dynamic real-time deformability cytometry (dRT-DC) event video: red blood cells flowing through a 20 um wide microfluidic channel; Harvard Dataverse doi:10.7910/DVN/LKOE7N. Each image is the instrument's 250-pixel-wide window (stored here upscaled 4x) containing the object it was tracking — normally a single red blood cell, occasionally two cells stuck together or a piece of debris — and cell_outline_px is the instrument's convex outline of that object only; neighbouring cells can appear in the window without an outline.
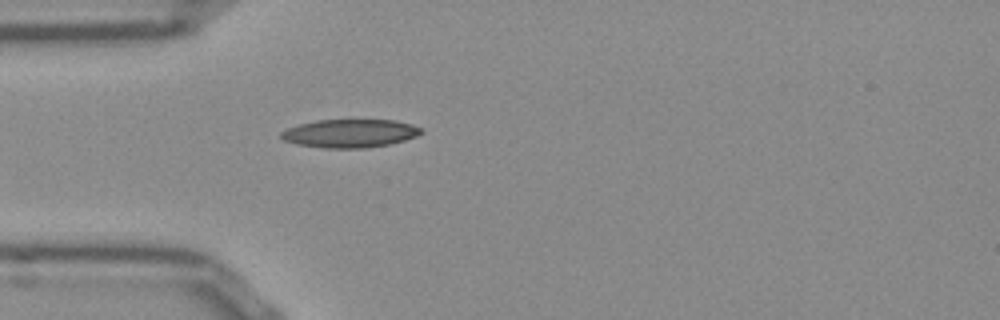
{"species": "Egyptian fruit bat (a non-hibernating species)", "species_latin": "Rousettus aegyptiacus", "temperature_condition": "room temperature", "stored_images_in_passage": 38, "camera_frame_rate_fps": 3000, "um_per_image_px": 0.085, "frame": {"image": 1, "passage_image": 1, "time_ms": 0.0, "image_size_px": [1000, 320], "cell_outline_px": [[424, 132], [416, 136], [404, 140], [388, 144], [368, 148], [324, 148], [296, 144], [284, 140], [280, 136], [280, 132], [288, 128], [300, 124], [316, 120], [396, 120], [412, 124], [424, 128]], "centroid_in_image_um": [29.77, 11.33], "position_along_channel_um": 55.2, "area_um2": 23.18}}
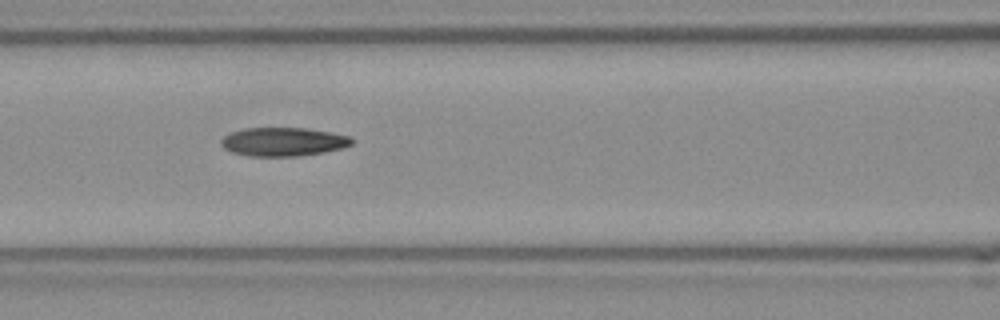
{"frame": {"image": 2, "passage_image": 8, "time_ms": 2.333, "image_size_px": [1000, 320], "cell_outline_px": [[352, 144], [344, 148], [324, 152], [296, 156], [252, 156], [232, 152], [224, 148], [220, 144], [220, 140], [224, 136], [232, 132], [244, 128], [304, 128], [332, 132], [348, 136], [352, 140]], "centroid_in_image_um": [24.07, 12.05], "position_along_channel_um": 142.5, "area_um2": 21.73}}
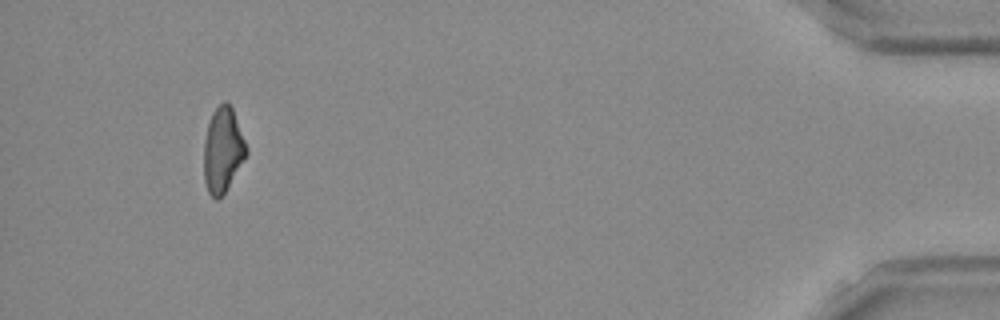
{"frame": {"image": 3, "passage_image": 35, "time_ms": 11.333, "image_size_px": [1000, 320], "cell_outline_px": [[248, 152], [224, 192], [216, 200], [208, 192], [204, 180], [204, 140], [208, 124], [212, 112], [224, 100], [232, 108], [248, 148]], "centroid_in_image_um": [18.92, 12.72], "position_along_channel_um": 416.3, "area_um2": 20.63}, "authors_computed_cell_mechanics": {"area_um2": 21.5883, "velocity_mm_per_s": 3.8774, "shape_relaxation_time_tau1_ms": 8.5599, "shape_relaxation_time_tau2_ms": 5.6994, "deformation_change_tau1": 0.2017, "deformation_change_tau2": 0.1478}}